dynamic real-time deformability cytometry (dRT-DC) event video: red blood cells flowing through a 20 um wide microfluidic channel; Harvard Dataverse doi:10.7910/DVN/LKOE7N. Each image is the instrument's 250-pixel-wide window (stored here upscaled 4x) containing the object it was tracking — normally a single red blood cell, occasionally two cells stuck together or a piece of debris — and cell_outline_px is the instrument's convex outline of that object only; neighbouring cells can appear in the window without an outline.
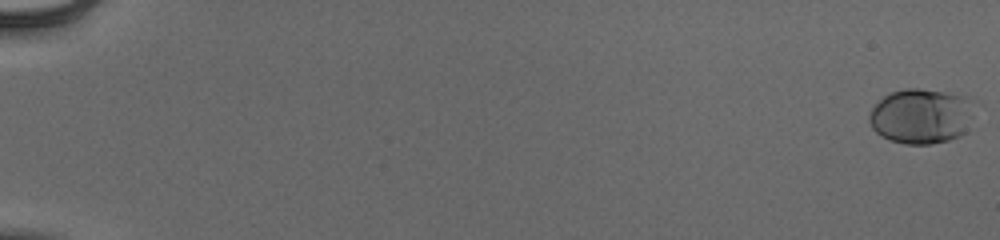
{"species": "human", "species_latin": "Homo sapiens", "temperature_condition": "cold", "stored_images_in_passage": 56, "camera_frame_rate_fps": 3000, "um_per_image_px": 0.085, "donor": {"sex": "male"}, "frame": {"image": 1, "passage_image": 1, "time_ms": 0.0, "image_size_px": [1000, 240], "cell_outline_px": [[976, 100], [964, 132], [960, 136], [948, 140], [932, 144], [904, 144], [888, 140], [880, 136], [872, 128], [868, 120], [868, 116], [872, 108], [884, 96], [892, 92], [904, 88], [920, 88], [948, 92], [968, 96]], "centroid_in_image_um": [78.29, 9.86], "position_along_channel_um": 6.7, "area_um2": 34.1}}
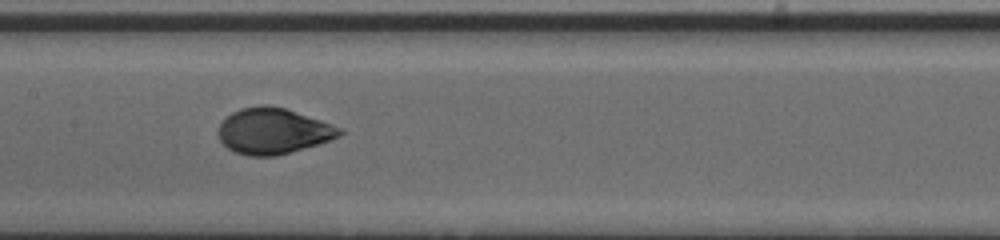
{"frame": {"image": 2, "passage_image": 31, "time_ms": 10.0, "image_size_px": [1000, 240], "cell_outline_px": [[344, 132], [340, 136], [332, 140], [320, 144], [276, 156], [248, 156], [236, 152], [228, 148], [220, 140], [216, 132], [220, 124], [232, 112], [240, 108], [260, 104], [268, 104], [284, 108], [344, 128]], "centroid_in_image_um": [23.23, 11.14], "position_along_channel_um": 184.2, "area_um2": 32.66}}
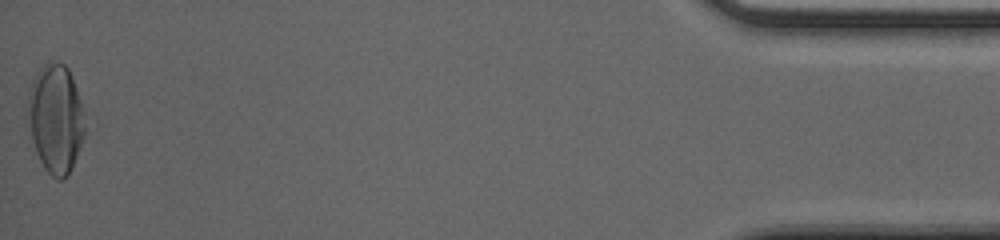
{"frame": {"image": 3, "passage_image": 56, "time_ms": 18.333, "image_size_px": [1000, 240], "cell_outline_px": [[84, 136], [68, 176], [64, 180], [56, 180], [44, 168], [36, 152], [32, 140], [24, 112], [28, 92], [32, 80], [36, 72], [48, 60], [64, 64], [68, 68], [72, 76], [80, 100], [84, 128]], "centroid_in_image_um": [4.67, 10.07], "position_along_channel_um": 430.5, "area_um2": 36.53}, "authors_computed_cell_mechanics": {"area_um2": 31.7611, "velocity_mm_per_s": 3.9291, "shape_relaxation_time_tau1_ms": 4.5983, "shape_relaxation_time_tau2_ms": null, "deformation_change_tau1": 0.174, "deformation_change_tau2": null}}